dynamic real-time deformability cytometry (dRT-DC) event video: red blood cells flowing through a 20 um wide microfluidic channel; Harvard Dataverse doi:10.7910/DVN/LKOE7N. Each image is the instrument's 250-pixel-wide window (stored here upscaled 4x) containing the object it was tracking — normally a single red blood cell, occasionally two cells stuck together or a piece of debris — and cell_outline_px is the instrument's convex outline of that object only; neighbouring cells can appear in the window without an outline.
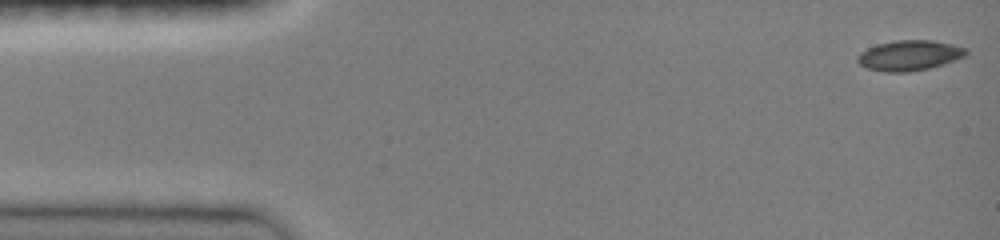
{"species": "common noctule bat (a hibernating species)", "species_latin": "Nyctalus noctula", "temperature_condition": "room temperature", "stored_images_in_passage": 47, "camera_frame_rate_fps": 3000, "um_per_image_px": 0.085, "animal": {"sex": "female", "body_mass_g": 19.0, "forearm_length_mm": 51.5}, "frame": {"image": 1, "passage_image": 1, "time_ms": 0.0, "image_size_px": [1000, 240], "cell_outline_px": [[968, 56], [944, 64], [928, 68], [908, 72], [884, 72], [868, 68], [860, 64], [856, 60], [856, 56], [860, 52], [876, 44], [896, 40], [932, 40], [952, 44], [968, 48]], "centroid_in_image_um": [77.33, 4.7], "position_along_channel_um": 7.7, "area_um2": 19.36}}
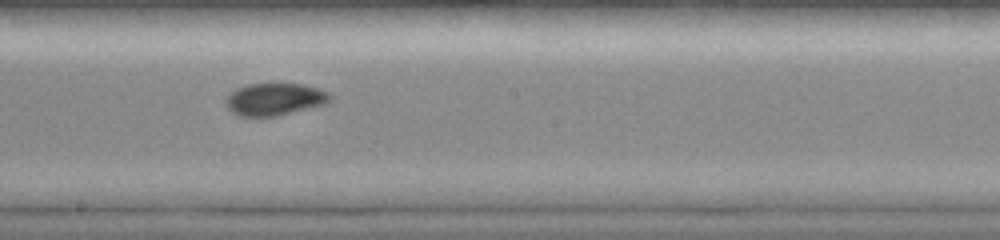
{"frame": {"image": 2, "passage_image": 26, "time_ms": 8.333, "image_size_px": [1000, 240], "cell_outline_px": [[332, 100], [324, 104], [276, 116], [240, 116], [232, 112], [224, 104], [224, 100], [236, 88], [248, 84], [304, 84], [320, 88], [328, 92], [332, 96]], "centroid_in_image_um": [23.35, 8.43], "position_along_channel_um": 224.9, "area_um2": 19.59}}
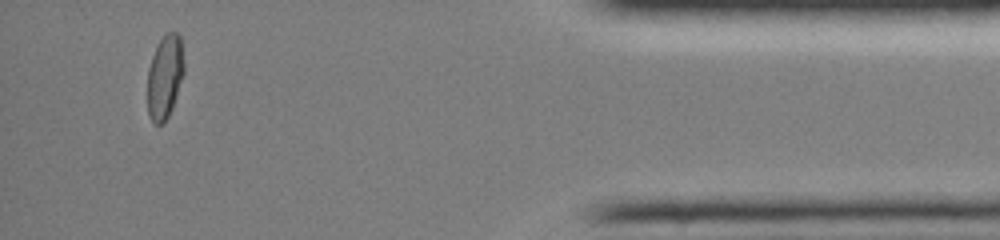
{"frame": {"image": 3, "passage_image": 44, "time_ms": 14.333, "image_size_px": [1000, 240], "cell_outline_px": [[184, 72], [172, 108], [164, 124], [152, 124], [148, 112], [148, 68], [152, 56], [160, 40], [168, 32], [176, 32], [180, 36], [184, 60]], "centroid_in_image_um": [14.01, 6.55], "position_along_channel_um": 421.2, "area_um2": 17.8}, "authors_computed_cell_mechanics": {"area_um2": 18.9006, "velocity_mm_per_s": 4.0366, "shape_relaxation_time_tau1_ms": 8.4378, "shape_relaxation_time_tau2_ms": 1.3045, "deformation_change_tau1": 0.1841, "deformation_change_tau2": 0.0334}}